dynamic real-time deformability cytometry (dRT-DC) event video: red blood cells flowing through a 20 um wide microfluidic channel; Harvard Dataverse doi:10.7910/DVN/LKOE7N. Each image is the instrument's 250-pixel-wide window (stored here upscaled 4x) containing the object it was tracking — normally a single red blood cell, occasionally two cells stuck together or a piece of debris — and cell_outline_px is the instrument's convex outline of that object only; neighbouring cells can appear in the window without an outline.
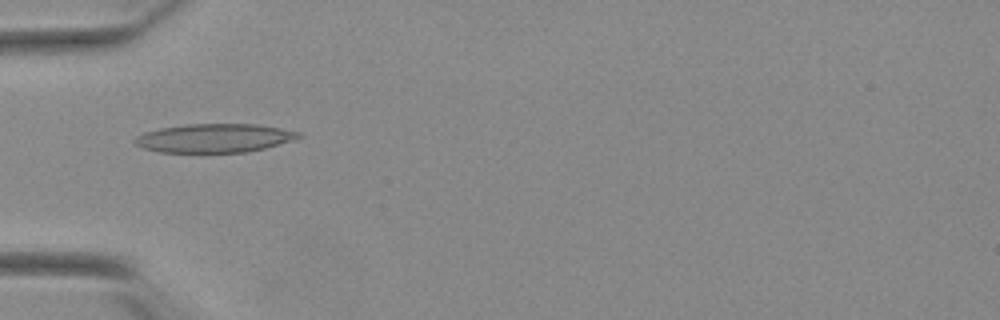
{"species": "Egyptian fruit bat (a non-hibernating species)", "species_latin": "Rousettus aegyptiacus", "temperature_condition": "warm", "stored_images_in_passage": 53, "camera_frame_rate_fps": 3000, "um_per_image_px": 0.085, "animal": {"sex": "female"}, "frame": {"image": 1, "passage_image": 18, "time_ms": 5.667, "image_size_px": [1000, 320], "cell_outline_px": [[304, 136], [296, 140], [264, 148], [244, 152], [160, 152], [144, 148], [136, 144], [132, 140], [136, 136], [144, 132], [160, 128], [184, 124], [256, 124], [280, 128], [300, 132]], "centroid_in_image_um": [18.24, 11.73], "position_along_channel_um": 66.8, "area_um2": 27.46}}
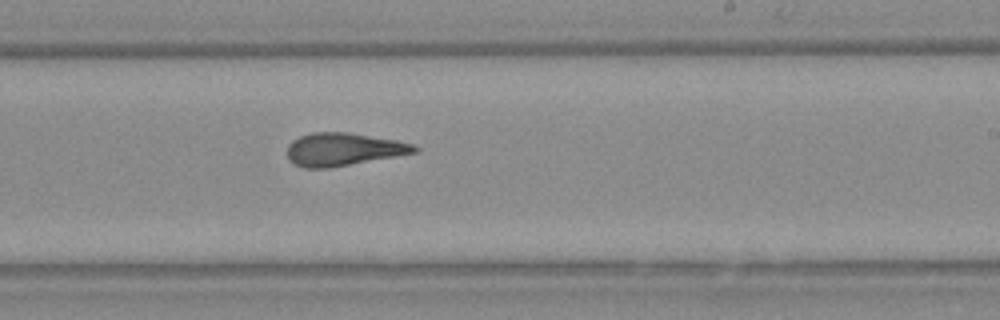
{"frame": {"image": 2, "passage_image": 33, "time_ms": 10.667, "image_size_px": [1000, 320], "cell_outline_px": [[420, 148], [416, 152], [328, 168], [304, 168], [288, 160], [288, 144], [292, 140], [300, 136], [312, 132], [348, 132], [396, 140], [412, 144]], "centroid_in_image_um": [29.14, 12.68], "position_along_channel_um": 259.9, "area_um2": 24.1}}
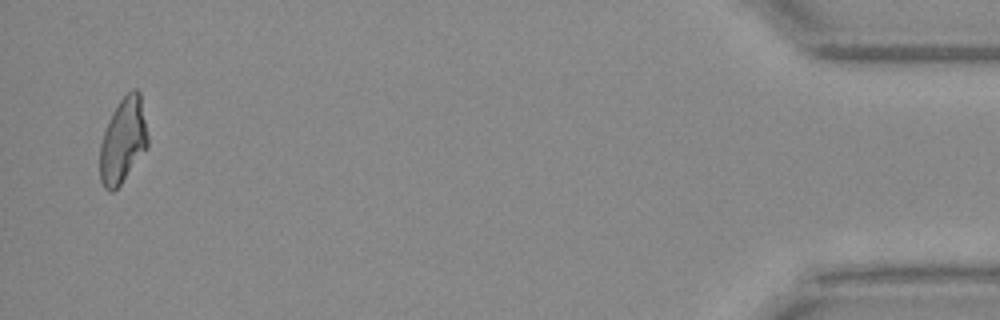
{"frame": {"image": 3, "passage_image": 52, "time_ms": 17.0, "image_size_px": [1000, 320], "cell_outline_px": [[148, 148], [120, 184], [112, 192], [108, 192], [104, 188], [100, 180], [100, 144], [108, 120], [112, 112], [120, 100], [132, 88], [136, 88], [140, 92], [148, 136]], "centroid_in_image_um": [10.46, 11.94], "position_along_channel_um": 424.7, "area_um2": 23.81}, "authors_computed_cell_mechanics": {"area_um2": 24.6228, "velocity_mm_per_s": 3.8842, "shape_relaxation_time_tau1_ms": null, "shape_relaxation_time_tau2_ms": 2.4086, "deformation_change_tau1": null, "deformation_change_tau2": 0.1259}}